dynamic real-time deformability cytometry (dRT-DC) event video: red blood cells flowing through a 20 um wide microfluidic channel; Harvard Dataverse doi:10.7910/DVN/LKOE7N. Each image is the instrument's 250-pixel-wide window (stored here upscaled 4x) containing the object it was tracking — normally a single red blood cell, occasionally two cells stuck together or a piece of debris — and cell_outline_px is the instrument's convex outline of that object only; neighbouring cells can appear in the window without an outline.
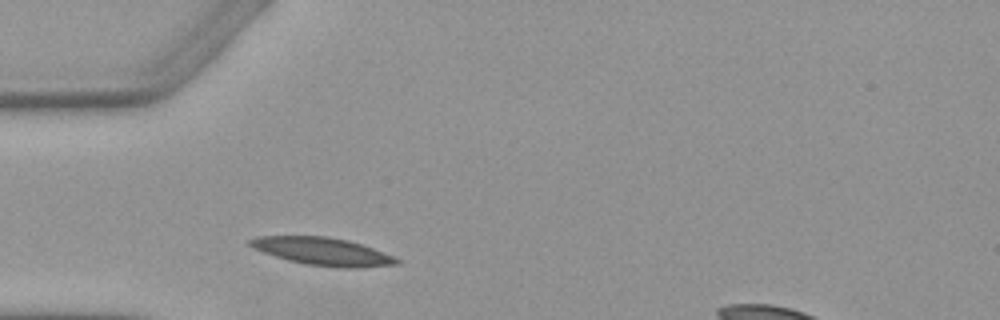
{"species": "Egyptian fruit bat (a non-hibernating species)", "species_latin": "Rousettus aegyptiacus", "temperature_condition": "warm", "stored_images_in_passage": 1, "camera_frame_rate_fps": 3000, "um_per_image_px": 0.085, "animal": {"sex": "female"}, "frame": {"image": 1, "passage_image": 1, "time_ms": 0.0, "image_size_px": [1000, 320], "cell_outline_px": [[400, 264], [356, 268], [344, 268], [304, 264], [288, 260], [252, 248], [248, 244], [248, 240], [256, 236], [328, 236], [348, 240], [372, 248], [392, 256], [400, 260]], "centroid_in_image_um": [27.4, 21.37], "position_along_channel_um": 57.6, "area_um2": 23.58}}